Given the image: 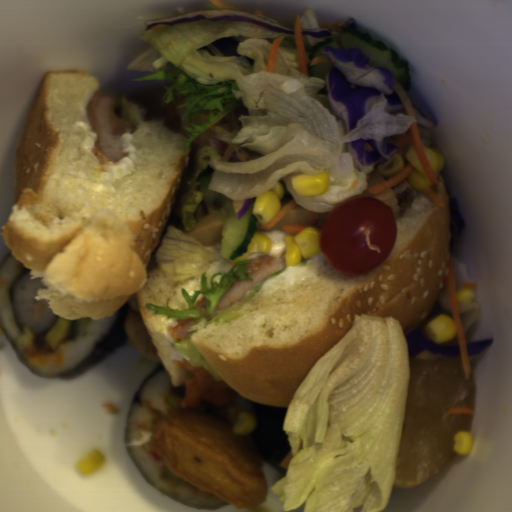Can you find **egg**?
I'll return each instance as SVG.
<instances>
[{
	"instance_id": "egg-1",
	"label": "egg",
	"mask_w": 512,
	"mask_h": 512,
	"mask_svg": "<svg viewBox=\"0 0 512 512\" xmlns=\"http://www.w3.org/2000/svg\"><path fill=\"white\" fill-rule=\"evenodd\" d=\"M72 320H67L57 315L54 323L44 331L52 349H57L66 335Z\"/></svg>"
}]
</instances>
